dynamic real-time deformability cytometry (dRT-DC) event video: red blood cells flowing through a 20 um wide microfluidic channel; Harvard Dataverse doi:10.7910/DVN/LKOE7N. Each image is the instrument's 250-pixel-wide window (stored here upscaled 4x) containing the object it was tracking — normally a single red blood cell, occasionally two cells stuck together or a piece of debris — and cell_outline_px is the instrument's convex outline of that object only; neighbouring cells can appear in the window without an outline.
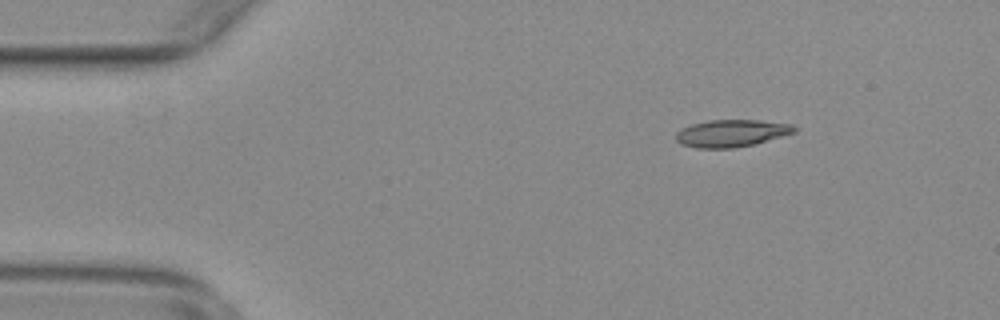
{"species": "common noctule bat (a hibernating species)", "species_latin": "Nyctalus noctula", "temperature_condition": "warm", "stored_images_in_passage": 37, "camera_frame_rate_fps": 3000, "um_per_image_px": 0.085, "animal": {"sex": "female", "body_mass_g": 29.2, "forearm_length_mm": 56.3}, "frame": {"image": 1, "passage_image": 5, "time_ms": 1.333, "image_size_px": [1000, 320], "cell_outline_px": [[796, 132], [756, 144], [736, 148], [696, 148], [680, 144], [676, 140], [676, 132], [680, 128], [692, 124], [708, 120], [760, 120], [792, 124], [796, 128]], "centroid_in_image_um": [62.17, 11.33], "position_along_channel_um": 22.8, "area_um2": 19.02}}
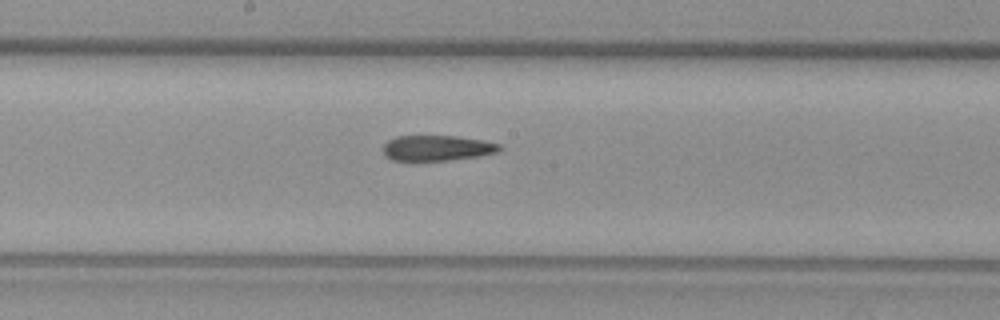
{"frame": {"image": 2, "passage_image": 26, "time_ms": 8.333, "image_size_px": [1000, 320], "cell_outline_px": [[504, 148], [500, 152], [480, 156], [448, 160], [392, 160], [384, 156], [384, 144], [388, 140], [396, 136], [456, 136], [484, 140], [500, 144]], "centroid_in_image_um": [37.2, 12.58], "position_along_channel_um": 211.0, "area_um2": 17.4}}
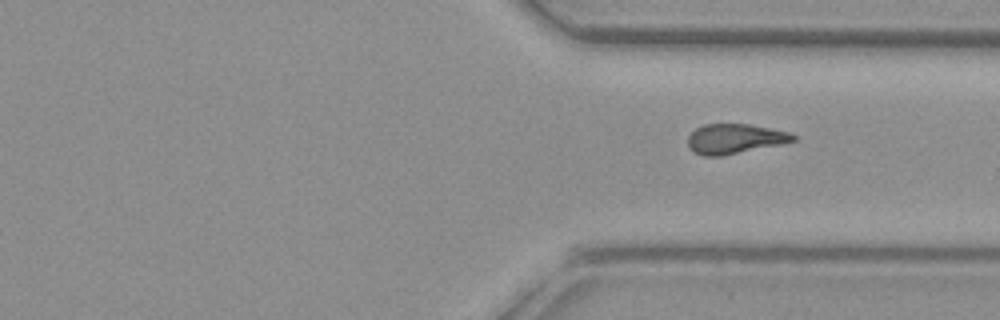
{"frame": {"image": 3, "passage_image": 37, "time_ms": 12.0, "image_size_px": [1000, 320], "cell_outline_px": [[796, 140], [780, 144], [720, 156], [704, 156], [692, 152], [688, 148], [688, 136], [696, 128], [704, 124], [748, 124], [788, 132], [796, 136]], "centroid_in_image_um": [62.4, 11.8], "position_along_channel_um": 349.0, "area_um2": 18.09}}